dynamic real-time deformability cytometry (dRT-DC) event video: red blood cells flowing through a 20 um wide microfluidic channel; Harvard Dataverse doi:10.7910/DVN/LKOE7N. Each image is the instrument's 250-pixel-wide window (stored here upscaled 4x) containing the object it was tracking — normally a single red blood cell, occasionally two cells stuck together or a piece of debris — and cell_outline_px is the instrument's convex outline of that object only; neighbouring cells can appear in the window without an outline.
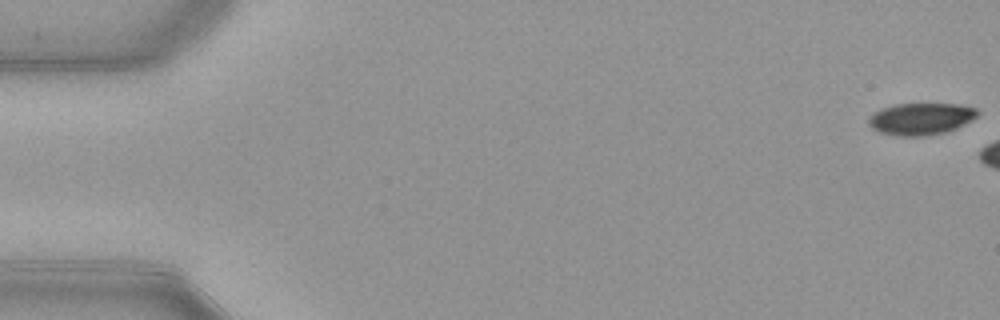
{"species": "common noctule bat (a hibernating species)", "species_latin": "Nyctalus noctula", "temperature_condition": "warm", "stored_images_in_passage": 6, "camera_frame_rate_fps": 3000, "um_per_image_px": 0.085, "animal": {"sex": "female", "body_mass_g": 21.9}, "frame": {"image": 1, "passage_image": 1, "time_ms": 0.0, "image_size_px": [1000, 320], "cell_outline_px": [[980, 112], [972, 120], [956, 128], [944, 132], [924, 136], [900, 136], [880, 132], [872, 128], [868, 124], [868, 120], [880, 108], [896, 104], [960, 104], [976, 108]], "centroid_in_image_um": [78.29, 10.09], "position_along_channel_um": 6.7, "area_um2": 20.11}}